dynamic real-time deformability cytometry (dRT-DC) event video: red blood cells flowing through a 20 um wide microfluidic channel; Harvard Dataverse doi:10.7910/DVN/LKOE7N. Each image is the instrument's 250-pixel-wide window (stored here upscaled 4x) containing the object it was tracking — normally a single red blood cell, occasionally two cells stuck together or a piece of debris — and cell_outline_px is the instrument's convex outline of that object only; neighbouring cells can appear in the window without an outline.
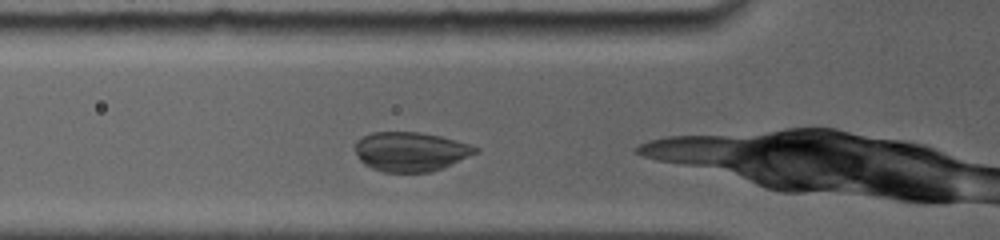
{"species": "common noctule bat (a hibernating species)", "species_latin": "Nyctalus noctula", "temperature_condition": "room temperature", "stored_images_in_passage": 8, "camera_frame_rate_fps": 5000, "um_per_image_px": 0.085, "animal": {"sex": "female", "body_mass_g": 19.0, "forearm_length_mm": 56.7}, "frame": {"image": 1, "passage_image": 2, "time_ms": 0.4, "image_size_px": [1000, 240], "cell_outline_px": [[480, 152], [432, 172], [384, 172], [372, 168], [364, 164], [360, 160], [356, 152], [356, 140], [372, 132], [420, 132], [440, 136], [456, 140], [480, 148]], "centroid_in_image_um": [34.92, 12.89], "position_along_channel_um": 90.9, "area_um2": 27.57}}
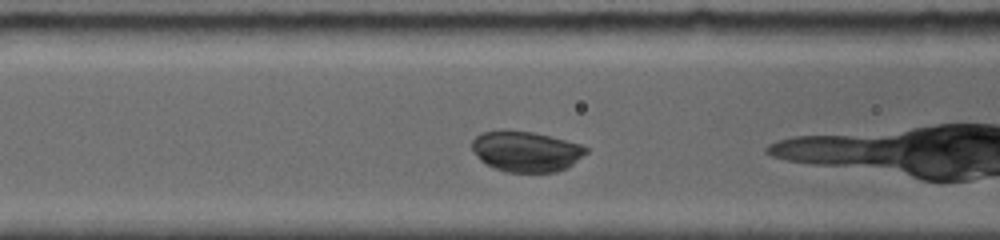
{"frame": {"image": 2, "passage_image": 4, "time_ms": 1.2, "image_size_px": [1000, 240], "cell_outline_px": [[588, 152], [568, 168], [556, 172], [504, 172], [484, 164], [476, 156], [472, 148], [472, 140], [476, 136], [484, 132], [500, 128], [504, 128], [532, 132], [580, 144], [588, 148]], "centroid_in_image_um": [44.68, 12.86], "position_along_channel_um": 121.9, "area_um2": 27.34}}